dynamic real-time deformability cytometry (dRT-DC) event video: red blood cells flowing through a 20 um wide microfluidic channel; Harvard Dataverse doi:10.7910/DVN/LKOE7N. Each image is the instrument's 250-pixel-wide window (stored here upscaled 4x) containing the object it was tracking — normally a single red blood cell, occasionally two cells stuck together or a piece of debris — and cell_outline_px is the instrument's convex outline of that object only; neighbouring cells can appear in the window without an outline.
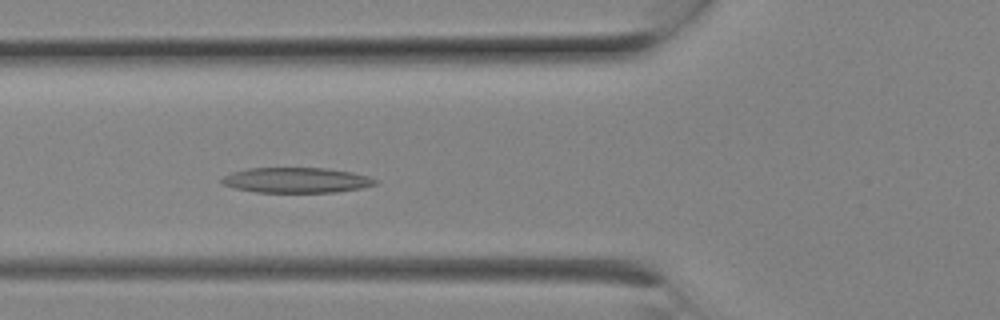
{"species": "Egyptian fruit bat (a non-hibernating species)", "species_latin": "Rousettus aegyptiacus", "temperature_condition": "room temperature", "stored_images_in_passage": 9, "camera_frame_rate_fps": 3000, "um_per_image_px": 0.085, "animal": {"sex": "female"}, "frame": {"image": 1, "passage_image": 8, "time_ms": 2.333, "image_size_px": [1000, 320], "cell_outline_px": [[376, 184], [360, 188], [336, 192], [256, 192], [236, 188], [224, 184], [220, 180], [224, 176], [232, 172], [248, 168], [324, 168], [352, 172], [368, 176], [376, 180]], "centroid_in_image_um": [25.18, 15.31], "position_along_channel_um": 100.6, "area_um2": 22.37}}
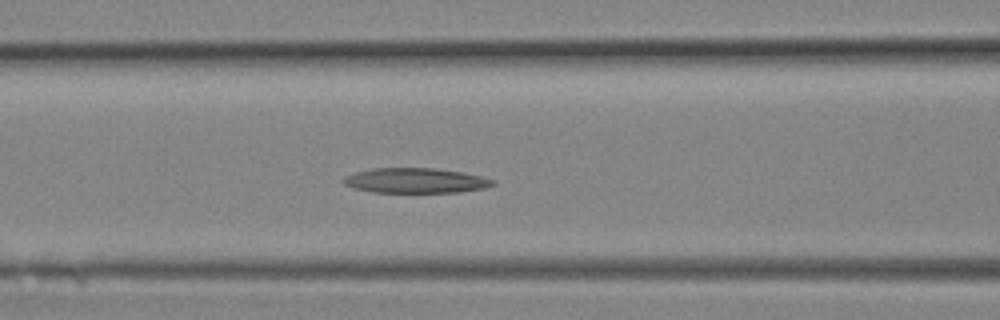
{"frame": {"image": 2, "passage_image": 9, "time_ms": 2.667, "image_size_px": [1000, 320], "cell_outline_px": [[496, 184], [484, 188], [460, 192], [372, 192], [352, 188], [344, 184], [340, 180], [344, 176], [356, 172], [372, 168], [436, 168], [460, 172], [480, 176], [496, 180]], "centroid_in_image_um": [35.29, 15.35], "position_along_channel_um": 131.3, "area_um2": 21.85}}